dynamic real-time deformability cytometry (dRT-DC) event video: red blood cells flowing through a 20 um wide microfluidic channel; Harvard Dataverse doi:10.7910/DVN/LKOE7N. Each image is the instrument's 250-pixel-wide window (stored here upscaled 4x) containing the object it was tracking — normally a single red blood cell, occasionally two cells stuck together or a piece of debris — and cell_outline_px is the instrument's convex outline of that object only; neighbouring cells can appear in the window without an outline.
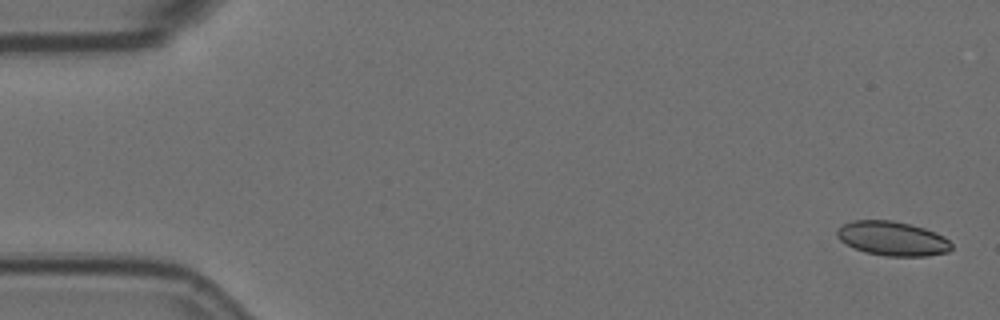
{"species": "Egyptian fruit bat (a non-hibernating species)", "species_latin": "Rousettus aegyptiacus", "temperature_condition": "room temperature", "stored_images_in_passage": 5, "camera_frame_rate_fps": 3000, "um_per_image_px": 0.085, "animal": {"sex": "female"}, "frame": {"image": 1, "passage_image": 1, "time_ms": 0.0, "image_size_px": [1000, 320], "cell_outline_px": [[952, 248], [948, 252], [928, 256], [884, 256], [864, 252], [840, 240], [836, 236], [836, 232], [844, 224], [852, 220], [892, 220], [924, 228], [936, 232], [944, 236], [952, 244]], "centroid_in_image_um": [75.88, 20.28], "position_along_channel_um": 9.1, "area_um2": 22.83}}
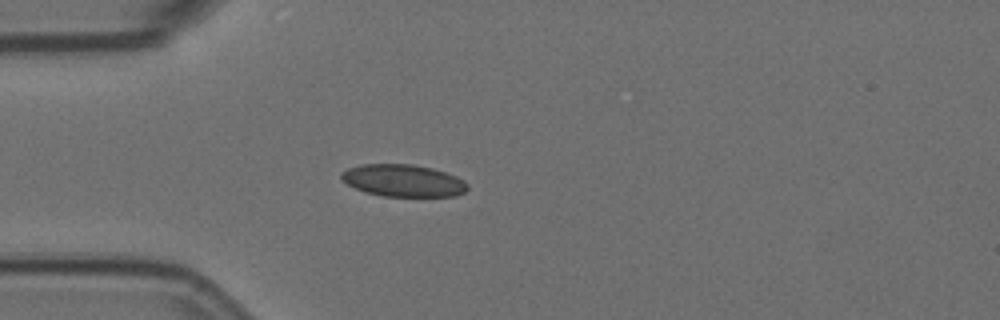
{"frame": {"image": 2, "passage_image": 5, "time_ms": 1.333, "image_size_px": [1000, 320], "cell_outline_px": [[468, 188], [464, 192], [456, 196], [384, 196], [364, 192], [340, 180], [340, 172], [348, 168], [360, 164], [412, 164], [432, 168], [456, 176], [464, 180], [468, 184]], "centroid_in_image_um": [34.25, 15.34], "position_along_channel_um": 50.8, "area_um2": 23.76}}